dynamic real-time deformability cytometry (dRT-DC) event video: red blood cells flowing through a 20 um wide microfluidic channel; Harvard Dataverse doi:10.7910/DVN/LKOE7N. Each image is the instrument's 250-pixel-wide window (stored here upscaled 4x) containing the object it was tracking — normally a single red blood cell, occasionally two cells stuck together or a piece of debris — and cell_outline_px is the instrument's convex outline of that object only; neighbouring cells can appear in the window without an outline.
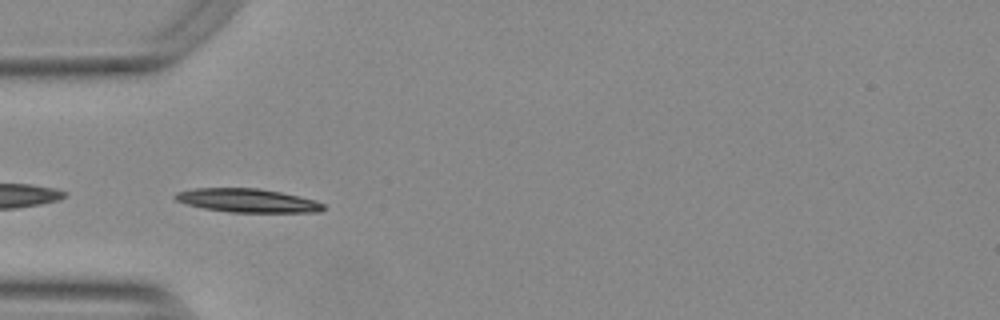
{"species": "Egyptian fruit bat (a non-hibernating species)", "species_latin": "Rousettus aegyptiacus", "temperature_condition": "warm", "stored_images_in_passage": 38, "camera_frame_rate_fps": 3000, "um_per_image_px": 0.085, "animal": {"sex": "female"}, "frame": {"image": 1, "passage_image": 1, "time_ms": 0.0, "image_size_px": [1000, 320], "cell_outline_px": [[324, 208], [320, 212], [228, 212], [204, 208], [188, 204], [176, 200], [172, 196], [176, 192], [196, 188], [256, 188], [280, 192], [316, 200], [324, 204]], "centroid_in_image_um": [21.03, 17.04], "position_along_channel_um": 64.0, "area_um2": 20.29}}
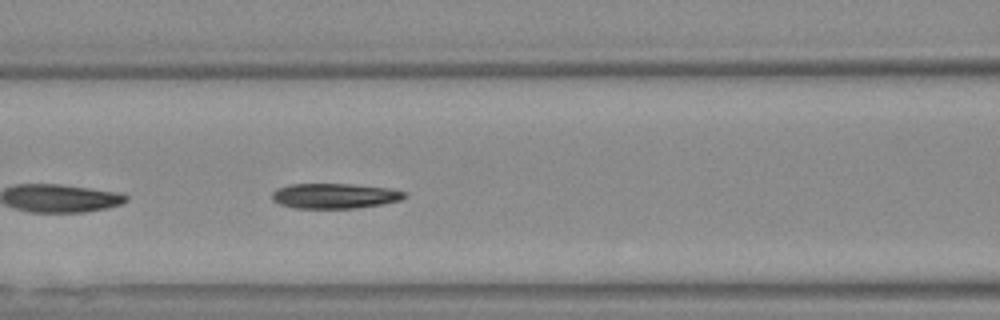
{"frame": {"image": 2, "passage_image": 7, "time_ms": 2.0, "image_size_px": [1000, 320], "cell_outline_px": [[408, 196], [400, 200], [380, 204], [356, 208], [296, 208], [280, 204], [272, 200], [272, 192], [276, 188], [288, 184], [352, 184], [388, 188], [404, 192]], "centroid_in_image_um": [28.4, 16.64], "position_along_channel_um": 138.2, "area_um2": 19.36}}
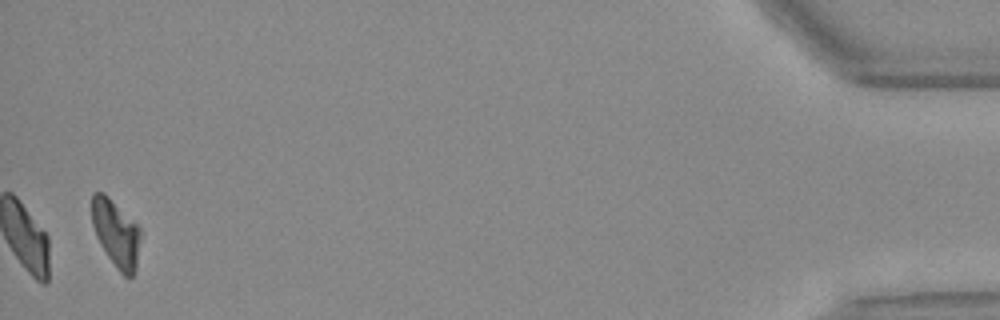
{"frame": {"image": 3, "passage_image": 37, "time_ms": 12.0, "image_size_px": [1000, 320], "cell_outline_px": [[140, 236], [136, 268], [132, 276], [124, 276], [116, 268], [100, 244], [96, 236], [92, 224], [92, 192], [104, 192], [140, 228]], "centroid_in_image_um": [9.84, 19.83], "position_along_channel_um": 425.4, "area_um2": 18.73}, "authors_computed_cell_mechanics": {"area_um2": 19.941, "velocity_mm_per_s": 3.7573, "shape_relaxation_time_tau1_ms": 2.7307, "shape_relaxation_time_tau2_ms": 3.915, "deformation_change_tau1": 0.183, "deformation_change_tau2": 0.0954}}